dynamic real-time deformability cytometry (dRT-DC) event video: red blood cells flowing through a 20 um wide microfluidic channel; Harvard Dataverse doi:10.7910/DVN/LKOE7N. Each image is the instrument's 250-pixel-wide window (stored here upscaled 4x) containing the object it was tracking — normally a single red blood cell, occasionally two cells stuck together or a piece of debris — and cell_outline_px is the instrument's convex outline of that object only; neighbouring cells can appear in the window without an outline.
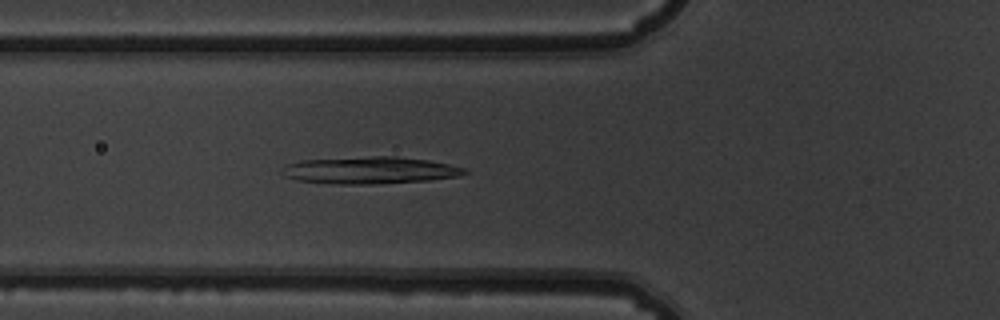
{"species": "common noctule bat (a hibernating species)", "species_latin": "Nyctalus noctula", "temperature_condition": "warm", "stored_images_in_passage": 52, "camera_frame_rate_fps": 3000, "um_per_image_px": 0.085, "animal": {"sex": "male", "body_mass_g": 19.5, "forearm_length_mm": 54.6}, "frame": {"image": 1, "passage_image": 20, "time_ms": 6.333, "image_size_px": [1000, 320], "cell_outline_px": [[468, 172], [460, 176], [428, 180], [376, 184], [340, 184], [296, 180], [284, 176], [280, 172], [288, 164], [300, 160], [368, 156], [396, 156], [428, 160], [468, 168]], "centroid_in_image_um": [31.46, 14.47], "position_along_channel_um": 94.3, "area_um2": 28.9}}
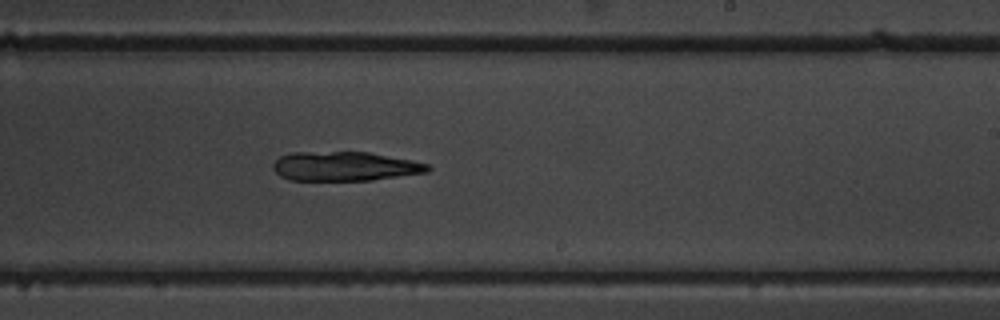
{"frame": {"image": 2, "passage_image": 33, "time_ms": 10.667, "image_size_px": [1000, 320], "cell_outline_px": [[432, 168], [428, 172], [372, 180], [288, 180], [280, 176], [272, 168], [272, 164], [280, 156], [292, 152], [368, 152], [412, 160], [428, 164]], "centroid_in_image_um": [29.3, 14.13], "position_along_channel_um": 259.7, "area_um2": 26.41}}
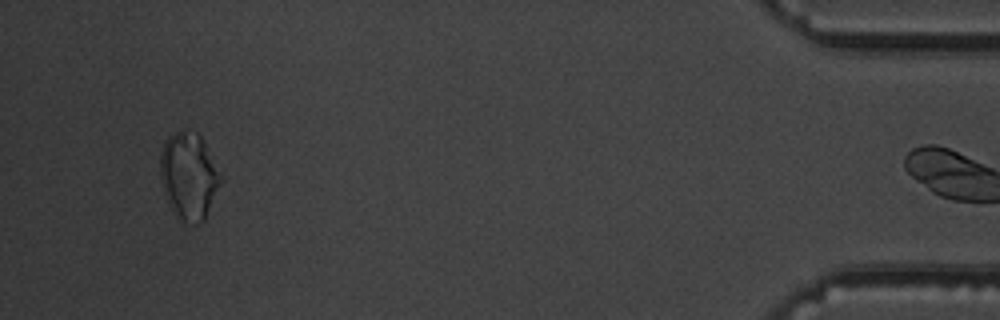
{"frame": {"image": 3, "passage_image": 51, "time_ms": 16.667, "image_size_px": [1000, 320], "cell_outline_px": [[224, 180], [204, 220], [196, 224], [180, 224], [176, 220], [168, 204], [160, 180], [160, 152], [164, 140], [168, 136], [184, 128], [188, 128], [196, 132], [200, 136], [224, 176]], "centroid_in_image_um": [16.05, 14.99], "position_along_channel_um": 419.1, "area_um2": 31.79}}